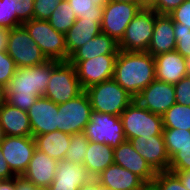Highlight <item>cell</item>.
<instances>
[{"instance_id": "9c48e42d", "label": "cell", "mask_w": 190, "mask_h": 190, "mask_svg": "<svg viewBox=\"0 0 190 190\" xmlns=\"http://www.w3.org/2000/svg\"><path fill=\"white\" fill-rule=\"evenodd\" d=\"M91 113V102L84 90L73 99L58 104V130L70 135L84 132L90 121Z\"/></svg>"}, {"instance_id": "c3c4849f", "label": "cell", "mask_w": 190, "mask_h": 190, "mask_svg": "<svg viewBox=\"0 0 190 190\" xmlns=\"http://www.w3.org/2000/svg\"><path fill=\"white\" fill-rule=\"evenodd\" d=\"M173 173H176L180 177L185 188L187 190H190V170L189 171H183V172H173Z\"/></svg>"}, {"instance_id": "9a60e30c", "label": "cell", "mask_w": 190, "mask_h": 190, "mask_svg": "<svg viewBox=\"0 0 190 190\" xmlns=\"http://www.w3.org/2000/svg\"><path fill=\"white\" fill-rule=\"evenodd\" d=\"M129 141L156 173L169 170L170 157L163 135L137 137Z\"/></svg>"}, {"instance_id": "11a10c76", "label": "cell", "mask_w": 190, "mask_h": 190, "mask_svg": "<svg viewBox=\"0 0 190 190\" xmlns=\"http://www.w3.org/2000/svg\"><path fill=\"white\" fill-rule=\"evenodd\" d=\"M36 190H51L50 186L36 187Z\"/></svg>"}, {"instance_id": "7dc6e473", "label": "cell", "mask_w": 190, "mask_h": 190, "mask_svg": "<svg viewBox=\"0 0 190 190\" xmlns=\"http://www.w3.org/2000/svg\"><path fill=\"white\" fill-rule=\"evenodd\" d=\"M9 29L0 27V51L6 50Z\"/></svg>"}, {"instance_id": "3957f363", "label": "cell", "mask_w": 190, "mask_h": 190, "mask_svg": "<svg viewBox=\"0 0 190 190\" xmlns=\"http://www.w3.org/2000/svg\"><path fill=\"white\" fill-rule=\"evenodd\" d=\"M92 111L120 116L134 98L113 78L85 89Z\"/></svg>"}, {"instance_id": "4fadbf2b", "label": "cell", "mask_w": 190, "mask_h": 190, "mask_svg": "<svg viewBox=\"0 0 190 190\" xmlns=\"http://www.w3.org/2000/svg\"><path fill=\"white\" fill-rule=\"evenodd\" d=\"M4 159L16 176H22L27 170L36 149L33 137L2 136L0 139Z\"/></svg>"}, {"instance_id": "f907efd6", "label": "cell", "mask_w": 190, "mask_h": 190, "mask_svg": "<svg viewBox=\"0 0 190 190\" xmlns=\"http://www.w3.org/2000/svg\"><path fill=\"white\" fill-rule=\"evenodd\" d=\"M156 0H138V4L142 8H151Z\"/></svg>"}, {"instance_id": "8d00e7d4", "label": "cell", "mask_w": 190, "mask_h": 190, "mask_svg": "<svg viewBox=\"0 0 190 190\" xmlns=\"http://www.w3.org/2000/svg\"><path fill=\"white\" fill-rule=\"evenodd\" d=\"M16 69L15 62L7 54V51H0V84L6 87L15 74Z\"/></svg>"}, {"instance_id": "db71d44e", "label": "cell", "mask_w": 190, "mask_h": 190, "mask_svg": "<svg viewBox=\"0 0 190 190\" xmlns=\"http://www.w3.org/2000/svg\"><path fill=\"white\" fill-rule=\"evenodd\" d=\"M111 1L138 3V0H111Z\"/></svg>"}, {"instance_id": "7a4b0ae2", "label": "cell", "mask_w": 190, "mask_h": 190, "mask_svg": "<svg viewBox=\"0 0 190 190\" xmlns=\"http://www.w3.org/2000/svg\"><path fill=\"white\" fill-rule=\"evenodd\" d=\"M113 79L133 98L155 78V59L148 52L118 51Z\"/></svg>"}, {"instance_id": "5bb4252c", "label": "cell", "mask_w": 190, "mask_h": 190, "mask_svg": "<svg viewBox=\"0 0 190 190\" xmlns=\"http://www.w3.org/2000/svg\"><path fill=\"white\" fill-rule=\"evenodd\" d=\"M134 100L150 112L162 116L176 103L174 84L155 79Z\"/></svg>"}, {"instance_id": "d590c367", "label": "cell", "mask_w": 190, "mask_h": 190, "mask_svg": "<svg viewBox=\"0 0 190 190\" xmlns=\"http://www.w3.org/2000/svg\"><path fill=\"white\" fill-rule=\"evenodd\" d=\"M190 170V146L181 148L170 158L169 171L183 172Z\"/></svg>"}, {"instance_id": "60d3db41", "label": "cell", "mask_w": 190, "mask_h": 190, "mask_svg": "<svg viewBox=\"0 0 190 190\" xmlns=\"http://www.w3.org/2000/svg\"><path fill=\"white\" fill-rule=\"evenodd\" d=\"M168 16L173 23H181L190 28V0H185L179 7L173 10Z\"/></svg>"}, {"instance_id": "30bf717a", "label": "cell", "mask_w": 190, "mask_h": 190, "mask_svg": "<svg viewBox=\"0 0 190 190\" xmlns=\"http://www.w3.org/2000/svg\"><path fill=\"white\" fill-rule=\"evenodd\" d=\"M89 141L105 144L112 148L126 141L120 116L92 111L89 123L84 129Z\"/></svg>"}, {"instance_id": "ba28073f", "label": "cell", "mask_w": 190, "mask_h": 190, "mask_svg": "<svg viewBox=\"0 0 190 190\" xmlns=\"http://www.w3.org/2000/svg\"><path fill=\"white\" fill-rule=\"evenodd\" d=\"M6 51L17 68L37 66L48 61L23 25L9 29Z\"/></svg>"}, {"instance_id": "2e32d148", "label": "cell", "mask_w": 190, "mask_h": 190, "mask_svg": "<svg viewBox=\"0 0 190 190\" xmlns=\"http://www.w3.org/2000/svg\"><path fill=\"white\" fill-rule=\"evenodd\" d=\"M32 137L58 130V104L45 96L37 98L27 111Z\"/></svg>"}, {"instance_id": "d6986e66", "label": "cell", "mask_w": 190, "mask_h": 190, "mask_svg": "<svg viewBox=\"0 0 190 190\" xmlns=\"http://www.w3.org/2000/svg\"><path fill=\"white\" fill-rule=\"evenodd\" d=\"M92 179L84 165L67 160L58 162L51 190H78Z\"/></svg>"}, {"instance_id": "8992f818", "label": "cell", "mask_w": 190, "mask_h": 190, "mask_svg": "<svg viewBox=\"0 0 190 190\" xmlns=\"http://www.w3.org/2000/svg\"><path fill=\"white\" fill-rule=\"evenodd\" d=\"M47 60L68 61L65 34L56 31L48 20L31 19L22 24Z\"/></svg>"}, {"instance_id": "8fae6325", "label": "cell", "mask_w": 190, "mask_h": 190, "mask_svg": "<svg viewBox=\"0 0 190 190\" xmlns=\"http://www.w3.org/2000/svg\"><path fill=\"white\" fill-rule=\"evenodd\" d=\"M142 7L138 3L111 1L103 8L101 31L116 42L123 38L128 24Z\"/></svg>"}, {"instance_id": "f5cc1de1", "label": "cell", "mask_w": 190, "mask_h": 190, "mask_svg": "<svg viewBox=\"0 0 190 190\" xmlns=\"http://www.w3.org/2000/svg\"><path fill=\"white\" fill-rule=\"evenodd\" d=\"M186 76H190V56L185 58Z\"/></svg>"}, {"instance_id": "83f0119b", "label": "cell", "mask_w": 190, "mask_h": 190, "mask_svg": "<svg viewBox=\"0 0 190 190\" xmlns=\"http://www.w3.org/2000/svg\"><path fill=\"white\" fill-rule=\"evenodd\" d=\"M163 129L190 131V106L175 103L163 115Z\"/></svg>"}, {"instance_id": "f6af8a7d", "label": "cell", "mask_w": 190, "mask_h": 190, "mask_svg": "<svg viewBox=\"0 0 190 190\" xmlns=\"http://www.w3.org/2000/svg\"><path fill=\"white\" fill-rule=\"evenodd\" d=\"M78 190H107L104 189L95 178H92L89 182L83 184Z\"/></svg>"}, {"instance_id": "ee69618b", "label": "cell", "mask_w": 190, "mask_h": 190, "mask_svg": "<svg viewBox=\"0 0 190 190\" xmlns=\"http://www.w3.org/2000/svg\"><path fill=\"white\" fill-rule=\"evenodd\" d=\"M16 190H36V186L22 176H16Z\"/></svg>"}, {"instance_id": "f35d334b", "label": "cell", "mask_w": 190, "mask_h": 190, "mask_svg": "<svg viewBox=\"0 0 190 190\" xmlns=\"http://www.w3.org/2000/svg\"><path fill=\"white\" fill-rule=\"evenodd\" d=\"M62 0H34L33 18L48 20Z\"/></svg>"}, {"instance_id": "7c38bea8", "label": "cell", "mask_w": 190, "mask_h": 190, "mask_svg": "<svg viewBox=\"0 0 190 190\" xmlns=\"http://www.w3.org/2000/svg\"><path fill=\"white\" fill-rule=\"evenodd\" d=\"M118 54H103L84 61H69L76 69L82 88L113 78L115 61Z\"/></svg>"}, {"instance_id": "cb8c5ba5", "label": "cell", "mask_w": 190, "mask_h": 190, "mask_svg": "<svg viewBox=\"0 0 190 190\" xmlns=\"http://www.w3.org/2000/svg\"><path fill=\"white\" fill-rule=\"evenodd\" d=\"M102 20L77 18L70 29L65 33V44L69 57L86 42L100 34Z\"/></svg>"}, {"instance_id": "d6a6232c", "label": "cell", "mask_w": 190, "mask_h": 190, "mask_svg": "<svg viewBox=\"0 0 190 190\" xmlns=\"http://www.w3.org/2000/svg\"><path fill=\"white\" fill-rule=\"evenodd\" d=\"M153 182L158 190H187L180 177L169 170L157 172Z\"/></svg>"}, {"instance_id": "44dd1931", "label": "cell", "mask_w": 190, "mask_h": 190, "mask_svg": "<svg viewBox=\"0 0 190 190\" xmlns=\"http://www.w3.org/2000/svg\"><path fill=\"white\" fill-rule=\"evenodd\" d=\"M95 179L107 190H138L144 183L136 174L115 163L102 171Z\"/></svg>"}, {"instance_id": "681fc988", "label": "cell", "mask_w": 190, "mask_h": 190, "mask_svg": "<svg viewBox=\"0 0 190 190\" xmlns=\"http://www.w3.org/2000/svg\"><path fill=\"white\" fill-rule=\"evenodd\" d=\"M138 190H158L157 185L152 182H144Z\"/></svg>"}, {"instance_id": "52a82bcc", "label": "cell", "mask_w": 190, "mask_h": 190, "mask_svg": "<svg viewBox=\"0 0 190 190\" xmlns=\"http://www.w3.org/2000/svg\"><path fill=\"white\" fill-rule=\"evenodd\" d=\"M158 14L151 8H141L128 24L125 34L118 43L119 50L127 52H147L150 45L155 17Z\"/></svg>"}, {"instance_id": "484cf974", "label": "cell", "mask_w": 190, "mask_h": 190, "mask_svg": "<svg viewBox=\"0 0 190 190\" xmlns=\"http://www.w3.org/2000/svg\"><path fill=\"white\" fill-rule=\"evenodd\" d=\"M84 166L92 178H96L102 171L114 163V148L89 141Z\"/></svg>"}, {"instance_id": "277c9868", "label": "cell", "mask_w": 190, "mask_h": 190, "mask_svg": "<svg viewBox=\"0 0 190 190\" xmlns=\"http://www.w3.org/2000/svg\"><path fill=\"white\" fill-rule=\"evenodd\" d=\"M120 118L127 141L137 137L163 135L162 116L150 112L135 100L122 112Z\"/></svg>"}, {"instance_id": "836d02e7", "label": "cell", "mask_w": 190, "mask_h": 190, "mask_svg": "<svg viewBox=\"0 0 190 190\" xmlns=\"http://www.w3.org/2000/svg\"><path fill=\"white\" fill-rule=\"evenodd\" d=\"M174 35L176 40V51L183 57L190 56V28L181 23H174Z\"/></svg>"}, {"instance_id": "d4e9b609", "label": "cell", "mask_w": 190, "mask_h": 190, "mask_svg": "<svg viewBox=\"0 0 190 190\" xmlns=\"http://www.w3.org/2000/svg\"><path fill=\"white\" fill-rule=\"evenodd\" d=\"M118 42L105 33H100L80 48H78L68 61H84L103 54H118Z\"/></svg>"}, {"instance_id": "7bdbcfd3", "label": "cell", "mask_w": 190, "mask_h": 190, "mask_svg": "<svg viewBox=\"0 0 190 190\" xmlns=\"http://www.w3.org/2000/svg\"><path fill=\"white\" fill-rule=\"evenodd\" d=\"M14 177H16V175L11 171L9 165L5 161L2 149L0 147V179L6 180Z\"/></svg>"}, {"instance_id": "ab89813d", "label": "cell", "mask_w": 190, "mask_h": 190, "mask_svg": "<svg viewBox=\"0 0 190 190\" xmlns=\"http://www.w3.org/2000/svg\"><path fill=\"white\" fill-rule=\"evenodd\" d=\"M174 89L176 103L190 106V76H185L175 83Z\"/></svg>"}, {"instance_id": "4316f807", "label": "cell", "mask_w": 190, "mask_h": 190, "mask_svg": "<svg viewBox=\"0 0 190 190\" xmlns=\"http://www.w3.org/2000/svg\"><path fill=\"white\" fill-rule=\"evenodd\" d=\"M71 135L59 130L34 137L36 149L46 153L52 159L64 160L70 145Z\"/></svg>"}, {"instance_id": "603a6c76", "label": "cell", "mask_w": 190, "mask_h": 190, "mask_svg": "<svg viewBox=\"0 0 190 190\" xmlns=\"http://www.w3.org/2000/svg\"><path fill=\"white\" fill-rule=\"evenodd\" d=\"M175 49L174 23L168 15L158 14L155 17L153 35L147 52L152 56H157Z\"/></svg>"}, {"instance_id": "5b68a950", "label": "cell", "mask_w": 190, "mask_h": 190, "mask_svg": "<svg viewBox=\"0 0 190 190\" xmlns=\"http://www.w3.org/2000/svg\"><path fill=\"white\" fill-rule=\"evenodd\" d=\"M84 91L75 67L69 62L52 61V72L44 96L56 104L73 99Z\"/></svg>"}, {"instance_id": "ac0fdd59", "label": "cell", "mask_w": 190, "mask_h": 190, "mask_svg": "<svg viewBox=\"0 0 190 190\" xmlns=\"http://www.w3.org/2000/svg\"><path fill=\"white\" fill-rule=\"evenodd\" d=\"M0 129L2 136L32 137L27 112L5 101L0 105Z\"/></svg>"}, {"instance_id": "ffe728a7", "label": "cell", "mask_w": 190, "mask_h": 190, "mask_svg": "<svg viewBox=\"0 0 190 190\" xmlns=\"http://www.w3.org/2000/svg\"><path fill=\"white\" fill-rule=\"evenodd\" d=\"M58 161L35 149L27 170L22 177L36 187L50 186L55 178Z\"/></svg>"}, {"instance_id": "f546056e", "label": "cell", "mask_w": 190, "mask_h": 190, "mask_svg": "<svg viewBox=\"0 0 190 190\" xmlns=\"http://www.w3.org/2000/svg\"><path fill=\"white\" fill-rule=\"evenodd\" d=\"M77 20L68 0H62L48 19L49 24L61 33H66Z\"/></svg>"}, {"instance_id": "7402d4cb", "label": "cell", "mask_w": 190, "mask_h": 190, "mask_svg": "<svg viewBox=\"0 0 190 190\" xmlns=\"http://www.w3.org/2000/svg\"><path fill=\"white\" fill-rule=\"evenodd\" d=\"M154 59L156 80L175 84L186 76L185 57L176 50L154 56Z\"/></svg>"}, {"instance_id": "4dcf8cb0", "label": "cell", "mask_w": 190, "mask_h": 190, "mask_svg": "<svg viewBox=\"0 0 190 190\" xmlns=\"http://www.w3.org/2000/svg\"><path fill=\"white\" fill-rule=\"evenodd\" d=\"M163 137L170 158L181 148L190 146L189 130L163 129Z\"/></svg>"}, {"instance_id": "b9f144b4", "label": "cell", "mask_w": 190, "mask_h": 190, "mask_svg": "<svg viewBox=\"0 0 190 190\" xmlns=\"http://www.w3.org/2000/svg\"><path fill=\"white\" fill-rule=\"evenodd\" d=\"M184 1L185 0H156L151 9H153L157 14L168 15Z\"/></svg>"}, {"instance_id": "f1b7e54d", "label": "cell", "mask_w": 190, "mask_h": 190, "mask_svg": "<svg viewBox=\"0 0 190 190\" xmlns=\"http://www.w3.org/2000/svg\"><path fill=\"white\" fill-rule=\"evenodd\" d=\"M77 18L102 20L103 8L109 0H68Z\"/></svg>"}, {"instance_id": "e575fe53", "label": "cell", "mask_w": 190, "mask_h": 190, "mask_svg": "<svg viewBox=\"0 0 190 190\" xmlns=\"http://www.w3.org/2000/svg\"><path fill=\"white\" fill-rule=\"evenodd\" d=\"M22 23L13 14L12 0H0V27L12 29Z\"/></svg>"}, {"instance_id": "bcb514c9", "label": "cell", "mask_w": 190, "mask_h": 190, "mask_svg": "<svg viewBox=\"0 0 190 190\" xmlns=\"http://www.w3.org/2000/svg\"><path fill=\"white\" fill-rule=\"evenodd\" d=\"M0 190H16V177L2 180Z\"/></svg>"}, {"instance_id": "74e56055", "label": "cell", "mask_w": 190, "mask_h": 190, "mask_svg": "<svg viewBox=\"0 0 190 190\" xmlns=\"http://www.w3.org/2000/svg\"><path fill=\"white\" fill-rule=\"evenodd\" d=\"M13 14L23 24L33 19L34 0H12Z\"/></svg>"}, {"instance_id": "1f68e13d", "label": "cell", "mask_w": 190, "mask_h": 190, "mask_svg": "<svg viewBox=\"0 0 190 190\" xmlns=\"http://www.w3.org/2000/svg\"><path fill=\"white\" fill-rule=\"evenodd\" d=\"M89 140L84 132L74 133L70 138V145L64 160L71 163L84 164Z\"/></svg>"}, {"instance_id": "e0dca14e", "label": "cell", "mask_w": 190, "mask_h": 190, "mask_svg": "<svg viewBox=\"0 0 190 190\" xmlns=\"http://www.w3.org/2000/svg\"><path fill=\"white\" fill-rule=\"evenodd\" d=\"M114 163L136 174L144 182H152L156 176V172L127 140L114 148Z\"/></svg>"}, {"instance_id": "816d5d0a", "label": "cell", "mask_w": 190, "mask_h": 190, "mask_svg": "<svg viewBox=\"0 0 190 190\" xmlns=\"http://www.w3.org/2000/svg\"><path fill=\"white\" fill-rule=\"evenodd\" d=\"M5 95H6L5 86L0 84V105L5 101Z\"/></svg>"}, {"instance_id": "6da1fadb", "label": "cell", "mask_w": 190, "mask_h": 190, "mask_svg": "<svg viewBox=\"0 0 190 190\" xmlns=\"http://www.w3.org/2000/svg\"><path fill=\"white\" fill-rule=\"evenodd\" d=\"M51 72V60L37 66L17 68L5 87V102L27 112L38 97L44 96Z\"/></svg>"}]
</instances>
